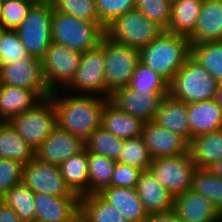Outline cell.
<instances>
[{
    "instance_id": "obj_6",
    "label": "cell",
    "mask_w": 222,
    "mask_h": 222,
    "mask_svg": "<svg viewBox=\"0 0 222 222\" xmlns=\"http://www.w3.org/2000/svg\"><path fill=\"white\" fill-rule=\"evenodd\" d=\"M165 29L158 23L150 21L140 11L134 9L117 17L105 27V36L110 40L140 49L157 37Z\"/></svg>"
},
{
    "instance_id": "obj_31",
    "label": "cell",
    "mask_w": 222,
    "mask_h": 222,
    "mask_svg": "<svg viewBox=\"0 0 222 222\" xmlns=\"http://www.w3.org/2000/svg\"><path fill=\"white\" fill-rule=\"evenodd\" d=\"M191 57L219 83L222 82V41L191 45Z\"/></svg>"
},
{
    "instance_id": "obj_40",
    "label": "cell",
    "mask_w": 222,
    "mask_h": 222,
    "mask_svg": "<svg viewBox=\"0 0 222 222\" xmlns=\"http://www.w3.org/2000/svg\"><path fill=\"white\" fill-rule=\"evenodd\" d=\"M172 0H135V9L165 30L171 19Z\"/></svg>"
},
{
    "instance_id": "obj_26",
    "label": "cell",
    "mask_w": 222,
    "mask_h": 222,
    "mask_svg": "<svg viewBox=\"0 0 222 222\" xmlns=\"http://www.w3.org/2000/svg\"><path fill=\"white\" fill-rule=\"evenodd\" d=\"M188 153L196 168H208L222 159V130L193 137Z\"/></svg>"
},
{
    "instance_id": "obj_1",
    "label": "cell",
    "mask_w": 222,
    "mask_h": 222,
    "mask_svg": "<svg viewBox=\"0 0 222 222\" xmlns=\"http://www.w3.org/2000/svg\"><path fill=\"white\" fill-rule=\"evenodd\" d=\"M63 91L61 89L50 94L57 114V126L86 140L95 129L101 126L103 108L109 98L75 94L64 89Z\"/></svg>"
},
{
    "instance_id": "obj_30",
    "label": "cell",
    "mask_w": 222,
    "mask_h": 222,
    "mask_svg": "<svg viewBox=\"0 0 222 222\" xmlns=\"http://www.w3.org/2000/svg\"><path fill=\"white\" fill-rule=\"evenodd\" d=\"M80 211L89 222H130L98 193L82 196Z\"/></svg>"
},
{
    "instance_id": "obj_35",
    "label": "cell",
    "mask_w": 222,
    "mask_h": 222,
    "mask_svg": "<svg viewBox=\"0 0 222 222\" xmlns=\"http://www.w3.org/2000/svg\"><path fill=\"white\" fill-rule=\"evenodd\" d=\"M191 189L207 198L222 214V178L208 168H196Z\"/></svg>"
},
{
    "instance_id": "obj_8",
    "label": "cell",
    "mask_w": 222,
    "mask_h": 222,
    "mask_svg": "<svg viewBox=\"0 0 222 222\" xmlns=\"http://www.w3.org/2000/svg\"><path fill=\"white\" fill-rule=\"evenodd\" d=\"M9 122L27 144L37 148L57 126V114L51 97L43 98L33 108Z\"/></svg>"
},
{
    "instance_id": "obj_47",
    "label": "cell",
    "mask_w": 222,
    "mask_h": 222,
    "mask_svg": "<svg viewBox=\"0 0 222 222\" xmlns=\"http://www.w3.org/2000/svg\"><path fill=\"white\" fill-rule=\"evenodd\" d=\"M208 169L216 176L222 178V159L216 161Z\"/></svg>"
},
{
    "instance_id": "obj_32",
    "label": "cell",
    "mask_w": 222,
    "mask_h": 222,
    "mask_svg": "<svg viewBox=\"0 0 222 222\" xmlns=\"http://www.w3.org/2000/svg\"><path fill=\"white\" fill-rule=\"evenodd\" d=\"M115 165L112 159L88 153V194L99 193L111 185Z\"/></svg>"
},
{
    "instance_id": "obj_34",
    "label": "cell",
    "mask_w": 222,
    "mask_h": 222,
    "mask_svg": "<svg viewBox=\"0 0 222 222\" xmlns=\"http://www.w3.org/2000/svg\"><path fill=\"white\" fill-rule=\"evenodd\" d=\"M124 139L114 136L104 127L95 129L85 140L87 153L103 155L114 161H118Z\"/></svg>"
},
{
    "instance_id": "obj_39",
    "label": "cell",
    "mask_w": 222,
    "mask_h": 222,
    "mask_svg": "<svg viewBox=\"0 0 222 222\" xmlns=\"http://www.w3.org/2000/svg\"><path fill=\"white\" fill-rule=\"evenodd\" d=\"M29 57V53L15 30H6L0 36V66L16 63Z\"/></svg>"
},
{
    "instance_id": "obj_15",
    "label": "cell",
    "mask_w": 222,
    "mask_h": 222,
    "mask_svg": "<svg viewBox=\"0 0 222 222\" xmlns=\"http://www.w3.org/2000/svg\"><path fill=\"white\" fill-rule=\"evenodd\" d=\"M85 149V140L82 137L72 135L56 126L34 151L36 160L59 166Z\"/></svg>"
},
{
    "instance_id": "obj_27",
    "label": "cell",
    "mask_w": 222,
    "mask_h": 222,
    "mask_svg": "<svg viewBox=\"0 0 222 222\" xmlns=\"http://www.w3.org/2000/svg\"><path fill=\"white\" fill-rule=\"evenodd\" d=\"M204 0H172L167 32L189 37L196 27Z\"/></svg>"
},
{
    "instance_id": "obj_2",
    "label": "cell",
    "mask_w": 222,
    "mask_h": 222,
    "mask_svg": "<svg viewBox=\"0 0 222 222\" xmlns=\"http://www.w3.org/2000/svg\"><path fill=\"white\" fill-rule=\"evenodd\" d=\"M190 56L189 38L166 30L139 49V61L162 76L169 84Z\"/></svg>"
},
{
    "instance_id": "obj_52",
    "label": "cell",
    "mask_w": 222,
    "mask_h": 222,
    "mask_svg": "<svg viewBox=\"0 0 222 222\" xmlns=\"http://www.w3.org/2000/svg\"><path fill=\"white\" fill-rule=\"evenodd\" d=\"M2 2L0 1V16H1Z\"/></svg>"
},
{
    "instance_id": "obj_18",
    "label": "cell",
    "mask_w": 222,
    "mask_h": 222,
    "mask_svg": "<svg viewBox=\"0 0 222 222\" xmlns=\"http://www.w3.org/2000/svg\"><path fill=\"white\" fill-rule=\"evenodd\" d=\"M173 209L181 222H222L218 209L192 189L174 197Z\"/></svg>"
},
{
    "instance_id": "obj_48",
    "label": "cell",
    "mask_w": 222,
    "mask_h": 222,
    "mask_svg": "<svg viewBox=\"0 0 222 222\" xmlns=\"http://www.w3.org/2000/svg\"><path fill=\"white\" fill-rule=\"evenodd\" d=\"M216 102L222 109V82L219 83L218 89L216 91V96H215Z\"/></svg>"
},
{
    "instance_id": "obj_41",
    "label": "cell",
    "mask_w": 222,
    "mask_h": 222,
    "mask_svg": "<svg viewBox=\"0 0 222 222\" xmlns=\"http://www.w3.org/2000/svg\"><path fill=\"white\" fill-rule=\"evenodd\" d=\"M99 23L105 28L117 17L135 9V0H95Z\"/></svg>"
},
{
    "instance_id": "obj_33",
    "label": "cell",
    "mask_w": 222,
    "mask_h": 222,
    "mask_svg": "<svg viewBox=\"0 0 222 222\" xmlns=\"http://www.w3.org/2000/svg\"><path fill=\"white\" fill-rule=\"evenodd\" d=\"M3 202L11 207L23 222H35V193L22 182L3 195Z\"/></svg>"
},
{
    "instance_id": "obj_22",
    "label": "cell",
    "mask_w": 222,
    "mask_h": 222,
    "mask_svg": "<svg viewBox=\"0 0 222 222\" xmlns=\"http://www.w3.org/2000/svg\"><path fill=\"white\" fill-rule=\"evenodd\" d=\"M153 121L161 127L179 134L188 142L191 140L187 104L173 98L170 94L162 98Z\"/></svg>"
},
{
    "instance_id": "obj_51",
    "label": "cell",
    "mask_w": 222,
    "mask_h": 222,
    "mask_svg": "<svg viewBox=\"0 0 222 222\" xmlns=\"http://www.w3.org/2000/svg\"><path fill=\"white\" fill-rule=\"evenodd\" d=\"M3 202V196L0 195V205L2 204Z\"/></svg>"
},
{
    "instance_id": "obj_36",
    "label": "cell",
    "mask_w": 222,
    "mask_h": 222,
    "mask_svg": "<svg viewBox=\"0 0 222 222\" xmlns=\"http://www.w3.org/2000/svg\"><path fill=\"white\" fill-rule=\"evenodd\" d=\"M128 87L144 94L150 92H169V83L140 61L136 65Z\"/></svg>"
},
{
    "instance_id": "obj_21",
    "label": "cell",
    "mask_w": 222,
    "mask_h": 222,
    "mask_svg": "<svg viewBox=\"0 0 222 222\" xmlns=\"http://www.w3.org/2000/svg\"><path fill=\"white\" fill-rule=\"evenodd\" d=\"M130 222H145L148 213L135 188L108 186L98 193Z\"/></svg>"
},
{
    "instance_id": "obj_13",
    "label": "cell",
    "mask_w": 222,
    "mask_h": 222,
    "mask_svg": "<svg viewBox=\"0 0 222 222\" xmlns=\"http://www.w3.org/2000/svg\"><path fill=\"white\" fill-rule=\"evenodd\" d=\"M0 83L35 90L42 98L50 96L42 74L41 60L29 57L0 66Z\"/></svg>"
},
{
    "instance_id": "obj_42",
    "label": "cell",
    "mask_w": 222,
    "mask_h": 222,
    "mask_svg": "<svg viewBox=\"0 0 222 222\" xmlns=\"http://www.w3.org/2000/svg\"><path fill=\"white\" fill-rule=\"evenodd\" d=\"M38 0H10L2 3L0 21L7 30H15L24 20L28 9Z\"/></svg>"
},
{
    "instance_id": "obj_12",
    "label": "cell",
    "mask_w": 222,
    "mask_h": 222,
    "mask_svg": "<svg viewBox=\"0 0 222 222\" xmlns=\"http://www.w3.org/2000/svg\"><path fill=\"white\" fill-rule=\"evenodd\" d=\"M34 193L53 196H78L67 186L59 166L36 160L24 164L22 181Z\"/></svg>"
},
{
    "instance_id": "obj_29",
    "label": "cell",
    "mask_w": 222,
    "mask_h": 222,
    "mask_svg": "<svg viewBox=\"0 0 222 222\" xmlns=\"http://www.w3.org/2000/svg\"><path fill=\"white\" fill-rule=\"evenodd\" d=\"M61 174L71 191L82 197L88 194V153L74 155L59 165Z\"/></svg>"
},
{
    "instance_id": "obj_49",
    "label": "cell",
    "mask_w": 222,
    "mask_h": 222,
    "mask_svg": "<svg viewBox=\"0 0 222 222\" xmlns=\"http://www.w3.org/2000/svg\"><path fill=\"white\" fill-rule=\"evenodd\" d=\"M68 222H89L87 218L81 213V211L76 214L71 220Z\"/></svg>"
},
{
    "instance_id": "obj_24",
    "label": "cell",
    "mask_w": 222,
    "mask_h": 222,
    "mask_svg": "<svg viewBox=\"0 0 222 222\" xmlns=\"http://www.w3.org/2000/svg\"><path fill=\"white\" fill-rule=\"evenodd\" d=\"M43 98L33 89L0 85V121H10L13 117L33 108Z\"/></svg>"
},
{
    "instance_id": "obj_3",
    "label": "cell",
    "mask_w": 222,
    "mask_h": 222,
    "mask_svg": "<svg viewBox=\"0 0 222 222\" xmlns=\"http://www.w3.org/2000/svg\"><path fill=\"white\" fill-rule=\"evenodd\" d=\"M51 36L52 43L83 53L100 45L105 28L99 22H88L54 9Z\"/></svg>"
},
{
    "instance_id": "obj_37",
    "label": "cell",
    "mask_w": 222,
    "mask_h": 222,
    "mask_svg": "<svg viewBox=\"0 0 222 222\" xmlns=\"http://www.w3.org/2000/svg\"><path fill=\"white\" fill-rule=\"evenodd\" d=\"M152 158L148 152L146 143L142 136L124 139L123 148L121 149L118 163L130 165L147 171Z\"/></svg>"
},
{
    "instance_id": "obj_25",
    "label": "cell",
    "mask_w": 222,
    "mask_h": 222,
    "mask_svg": "<svg viewBox=\"0 0 222 222\" xmlns=\"http://www.w3.org/2000/svg\"><path fill=\"white\" fill-rule=\"evenodd\" d=\"M144 122L115 107L109 100L103 108L101 126L114 136L129 139L141 136Z\"/></svg>"
},
{
    "instance_id": "obj_23",
    "label": "cell",
    "mask_w": 222,
    "mask_h": 222,
    "mask_svg": "<svg viewBox=\"0 0 222 222\" xmlns=\"http://www.w3.org/2000/svg\"><path fill=\"white\" fill-rule=\"evenodd\" d=\"M135 189L148 214L173 209L174 196L148 170L140 174Z\"/></svg>"
},
{
    "instance_id": "obj_50",
    "label": "cell",
    "mask_w": 222,
    "mask_h": 222,
    "mask_svg": "<svg viewBox=\"0 0 222 222\" xmlns=\"http://www.w3.org/2000/svg\"><path fill=\"white\" fill-rule=\"evenodd\" d=\"M6 27L4 24L0 21V36L6 31Z\"/></svg>"
},
{
    "instance_id": "obj_11",
    "label": "cell",
    "mask_w": 222,
    "mask_h": 222,
    "mask_svg": "<svg viewBox=\"0 0 222 222\" xmlns=\"http://www.w3.org/2000/svg\"><path fill=\"white\" fill-rule=\"evenodd\" d=\"M104 63V50L100 46L83 52L80 66L65 90L76 94L99 95L106 98Z\"/></svg>"
},
{
    "instance_id": "obj_44",
    "label": "cell",
    "mask_w": 222,
    "mask_h": 222,
    "mask_svg": "<svg viewBox=\"0 0 222 222\" xmlns=\"http://www.w3.org/2000/svg\"><path fill=\"white\" fill-rule=\"evenodd\" d=\"M142 172L140 168L116 162L110 186L135 188Z\"/></svg>"
},
{
    "instance_id": "obj_10",
    "label": "cell",
    "mask_w": 222,
    "mask_h": 222,
    "mask_svg": "<svg viewBox=\"0 0 222 222\" xmlns=\"http://www.w3.org/2000/svg\"><path fill=\"white\" fill-rule=\"evenodd\" d=\"M196 165L189 153L152 159L148 171L174 197L191 189Z\"/></svg>"
},
{
    "instance_id": "obj_16",
    "label": "cell",
    "mask_w": 222,
    "mask_h": 222,
    "mask_svg": "<svg viewBox=\"0 0 222 222\" xmlns=\"http://www.w3.org/2000/svg\"><path fill=\"white\" fill-rule=\"evenodd\" d=\"M141 136L152 159L188 153L189 142L185 138L161 127L153 120L143 124Z\"/></svg>"
},
{
    "instance_id": "obj_45",
    "label": "cell",
    "mask_w": 222,
    "mask_h": 222,
    "mask_svg": "<svg viewBox=\"0 0 222 222\" xmlns=\"http://www.w3.org/2000/svg\"><path fill=\"white\" fill-rule=\"evenodd\" d=\"M145 222H181L174 209L148 214Z\"/></svg>"
},
{
    "instance_id": "obj_17",
    "label": "cell",
    "mask_w": 222,
    "mask_h": 222,
    "mask_svg": "<svg viewBox=\"0 0 222 222\" xmlns=\"http://www.w3.org/2000/svg\"><path fill=\"white\" fill-rule=\"evenodd\" d=\"M80 199L35 193V222H68L80 212Z\"/></svg>"
},
{
    "instance_id": "obj_5",
    "label": "cell",
    "mask_w": 222,
    "mask_h": 222,
    "mask_svg": "<svg viewBox=\"0 0 222 222\" xmlns=\"http://www.w3.org/2000/svg\"><path fill=\"white\" fill-rule=\"evenodd\" d=\"M218 86L219 82L190 56L169 84V94L186 104L195 103L215 98Z\"/></svg>"
},
{
    "instance_id": "obj_43",
    "label": "cell",
    "mask_w": 222,
    "mask_h": 222,
    "mask_svg": "<svg viewBox=\"0 0 222 222\" xmlns=\"http://www.w3.org/2000/svg\"><path fill=\"white\" fill-rule=\"evenodd\" d=\"M24 164L13 159L0 158V195L3 196L21 183Z\"/></svg>"
},
{
    "instance_id": "obj_38",
    "label": "cell",
    "mask_w": 222,
    "mask_h": 222,
    "mask_svg": "<svg viewBox=\"0 0 222 222\" xmlns=\"http://www.w3.org/2000/svg\"><path fill=\"white\" fill-rule=\"evenodd\" d=\"M60 13L70 14L88 22H99L95 0H51Z\"/></svg>"
},
{
    "instance_id": "obj_19",
    "label": "cell",
    "mask_w": 222,
    "mask_h": 222,
    "mask_svg": "<svg viewBox=\"0 0 222 222\" xmlns=\"http://www.w3.org/2000/svg\"><path fill=\"white\" fill-rule=\"evenodd\" d=\"M190 45L222 41V0H204Z\"/></svg>"
},
{
    "instance_id": "obj_20",
    "label": "cell",
    "mask_w": 222,
    "mask_h": 222,
    "mask_svg": "<svg viewBox=\"0 0 222 222\" xmlns=\"http://www.w3.org/2000/svg\"><path fill=\"white\" fill-rule=\"evenodd\" d=\"M191 139L195 136L222 130V109L216 99L187 104Z\"/></svg>"
},
{
    "instance_id": "obj_46",
    "label": "cell",
    "mask_w": 222,
    "mask_h": 222,
    "mask_svg": "<svg viewBox=\"0 0 222 222\" xmlns=\"http://www.w3.org/2000/svg\"><path fill=\"white\" fill-rule=\"evenodd\" d=\"M0 222H23L15 211L4 202L0 205Z\"/></svg>"
},
{
    "instance_id": "obj_4",
    "label": "cell",
    "mask_w": 222,
    "mask_h": 222,
    "mask_svg": "<svg viewBox=\"0 0 222 222\" xmlns=\"http://www.w3.org/2000/svg\"><path fill=\"white\" fill-rule=\"evenodd\" d=\"M53 10L51 0L35 1L28 9L22 23L15 29L31 57L41 60L52 43L51 23Z\"/></svg>"
},
{
    "instance_id": "obj_9",
    "label": "cell",
    "mask_w": 222,
    "mask_h": 222,
    "mask_svg": "<svg viewBox=\"0 0 222 222\" xmlns=\"http://www.w3.org/2000/svg\"><path fill=\"white\" fill-rule=\"evenodd\" d=\"M81 57V52L56 43L50 44L41 59L43 78L50 92L63 90L71 83Z\"/></svg>"
},
{
    "instance_id": "obj_28",
    "label": "cell",
    "mask_w": 222,
    "mask_h": 222,
    "mask_svg": "<svg viewBox=\"0 0 222 222\" xmlns=\"http://www.w3.org/2000/svg\"><path fill=\"white\" fill-rule=\"evenodd\" d=\"M0 158L23 164L35 158L34 148L23 140L9 121H0Z\"/></svg>"
},
{
    "instance_id": "obj_7",
    "label": "cell",
    "mask_w": 222,
    "mask_h": 222,
    "mask_svg": "<svg viewBox=\"0 0 222 222\" xmlns=\"http://www.w3.org/2000/svg\"><path fill=\"white\" fill-rule=\"evenodd\" d=\"M104 50L106 98L116 89L129 85L139 62V50L104 36L99 45Z\"/></svg>"
},
{
    "instance_id": "obj_14",
    "label": "cell",
    "mask_w": 222,
    "mask_h": 222,
    "mask_svg": "<svg viewBox=\"0 0 222 222\" xmlns=\"http://www.w3.org/2000/svg\"><path fill=\"white\" fill-rule=\"evenodd\" d=\"M169 92L140 93L128 86L116 89L109 101L119 110L139 118L144 123L154 120L162 98Z\"/></svg>"
}]
</instances>
